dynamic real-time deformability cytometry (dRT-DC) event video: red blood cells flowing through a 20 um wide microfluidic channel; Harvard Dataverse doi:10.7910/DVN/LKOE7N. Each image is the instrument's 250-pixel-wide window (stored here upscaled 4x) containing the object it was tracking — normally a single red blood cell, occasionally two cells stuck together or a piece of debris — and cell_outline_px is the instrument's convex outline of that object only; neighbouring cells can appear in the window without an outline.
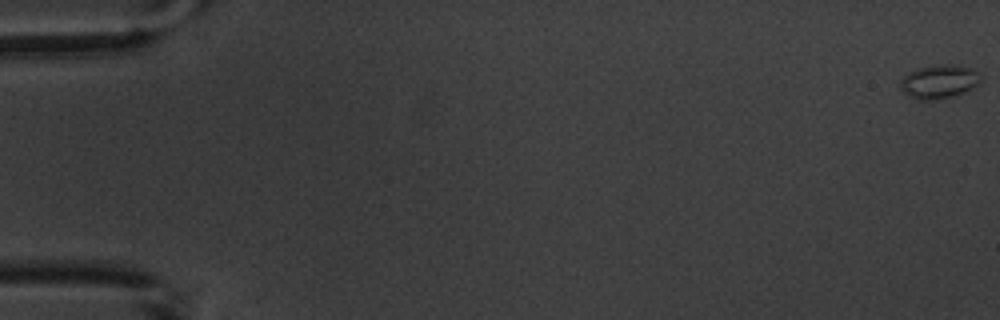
{"species": "common noctule bat (a hibernating species)", "species_latin": "Nyctalus noctula", "temperature_condition": "warm", "stored_images_in_passage": 7, "segment_of_instrument_passage": [1, 2], "camera_frame_rate_fps": 3000, "um_per_image_px": 0.085, "animal": {"sex": "male", "body_mass_g": 20.1, "forearm_length_mm": 53.5}, "frame": {"image": 1, "passage_image": 1, "time_ms": 0.0, "image_size_px": [1000, 320], "cell_outline_px": [[980, 80], [968, 92], [956, 96], [932, 100], [916, 100], [908, 96], [900, 88], [900, 80], [908, 72], [932, 64], [940, 64], [972, 68], [980, 76]], "centroid_in_image_um": [79.79, 6.96], "position_along_channel_um": 5.2, "area_um2": 15.84}}
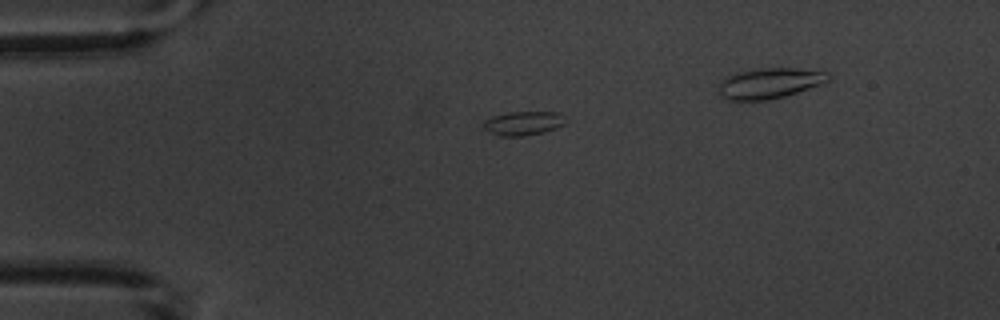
{"frame": {"image": 2, "passage_image": 5, "time_ms": 4.667, "image_size_px": [1000, 320], "cell_outline_px": [[564, 124], [556, 128], [544, 132], [524, 136], [496, 136], [484, 128], [484, 120], [492, 116], [508, 112], [560, 112]], "centroid_in_image_um": [44.43, 10.48], "position_along_channel_um": 40.6, "area_um2": 11.39}}